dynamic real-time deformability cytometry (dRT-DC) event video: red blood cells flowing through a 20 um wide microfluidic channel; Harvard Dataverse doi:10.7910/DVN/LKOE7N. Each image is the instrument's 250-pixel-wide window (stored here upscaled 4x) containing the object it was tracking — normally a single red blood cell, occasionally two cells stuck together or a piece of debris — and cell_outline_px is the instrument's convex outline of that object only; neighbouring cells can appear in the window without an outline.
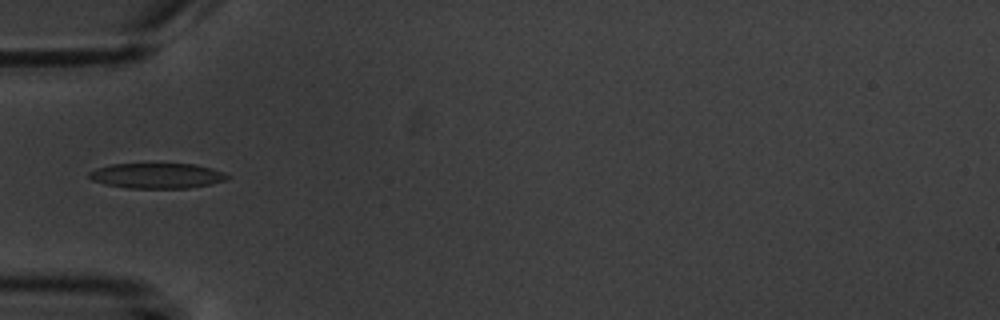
{"species": "common noctule bat (a hibernating species)", "species_latin": "Nyctalus noctula", "temperature_condition": "warm", "stored_images_in_passage": 8, "camera_frame_rate_fps": 3000, "um_per_image_px": 0.085, "animal": {"sex": "male", "body_mass_g": 20.1, "forearm_length_mm": 53.5}, "frame": {"image": 1, "passage_image": 4, "time_ms": 3.667, "image_size_px": [1000, 320], "cell_outline_px": [[232, 176], [224, 180], [212, 184], [188, 188], [128, 188], [104, 184], [92, 180], [88, 176], [88, 172], [96, 168], [112, 164], [196, 164], [212, 168], [224, 172]], "centroid_in_image_um": [13.35, 14.94], "position_along_channel_um": 71.6, "area_um2": 20.46}}
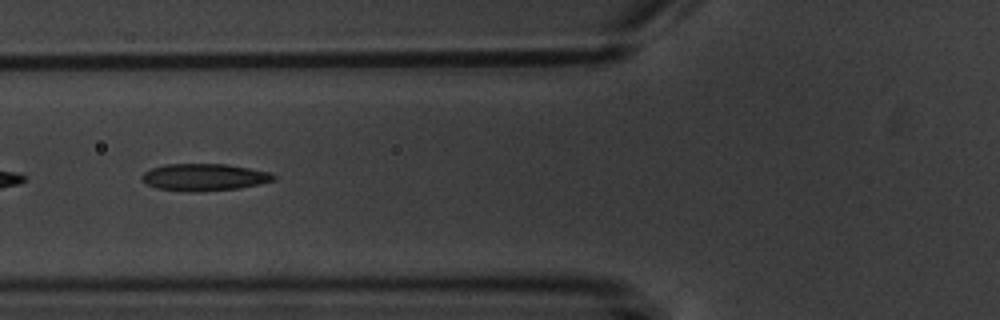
{"frame": {"image": 2, "passage_image": 5, "time_ms": 4.667, "image_size_px": [1000, 320], "cell_outline_px": [[276, 180], [260, 184], [240, 188], [200, 192], [188, 192], [156, 188], [148, 184], [140, 176], [144, 172], [152, 168], [164, 164], [228, 164], [272, 172], [276, 176]], "centroid_in_image_um": [17.41, 15.06], "position_along_channel_um": 108.4, "area_um2": 21.04}}
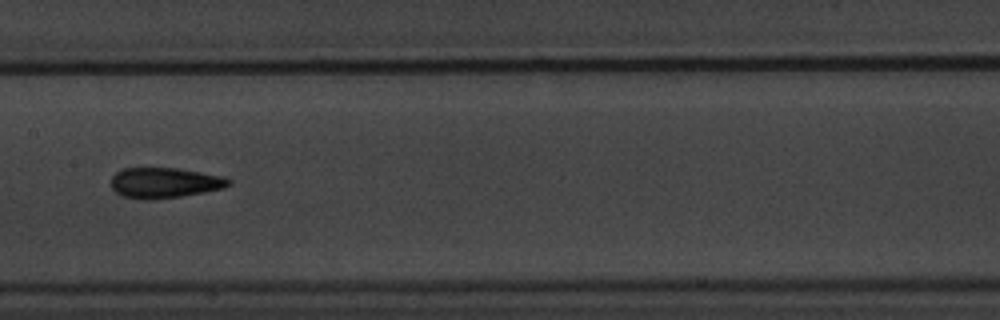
{"frame": {"image": 3, "passage_image": 7, "time_ms": 7.0, "image_size_px": [1000, 320], "cell_outline_px": [[232, 184], [224, 188], [204, 192], [180, 196], [152, 200], [144, 200], [124, 196], [116, 192], [112, 188], [112, 176], [116, 172], [124, 168], [176, 168], [224, 176], [232, 180]], "centroid_in_image_um": [14.02, 15.54], "position_along_channel_um": 193.4, "area_um2": 20.87}}